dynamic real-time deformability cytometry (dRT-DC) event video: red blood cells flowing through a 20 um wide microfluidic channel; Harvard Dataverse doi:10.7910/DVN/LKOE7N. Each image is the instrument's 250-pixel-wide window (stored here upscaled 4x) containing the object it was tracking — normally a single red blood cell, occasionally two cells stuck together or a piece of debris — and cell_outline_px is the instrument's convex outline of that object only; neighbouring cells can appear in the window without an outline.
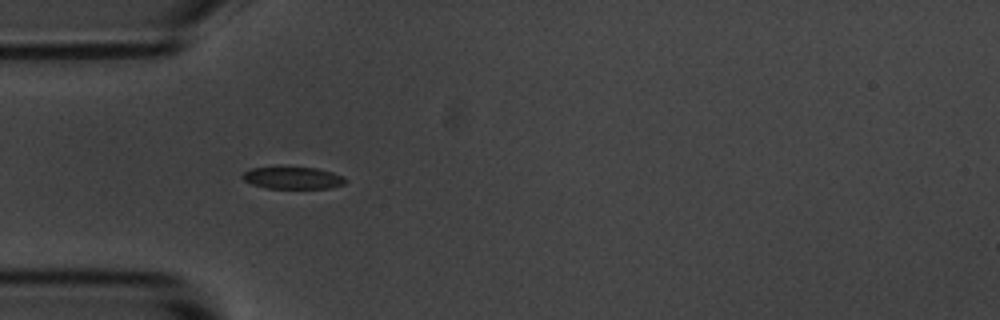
{"species": "common noctule bat (a hibernating species)", "species_latin": "Nyctalus noctula", "temperature_condition": "room temperature", "stored_images_in_passage": 6, "camera_frame_rate_fps": 3000, "um_per_image_px": 0.085, "animal": {"sex": "male", "body_mass_g": 20.1, "forearm_length_mm": 53.5}, "frame": {"image": 1, "passage_image": 5, "time_ms": 1.333, "image_size_px": [1000, 320], "cell_outline_px": [[348, 180], [344, 184], [332, 188], [264, 188], [252, 184], [244, 180], [240, 176], [244, 172], [252, 168], [316, 168], [332, 172], [344, 176]], "centroid_in_image_um": [24.92, 15.14], "position_along_channel_um": 60.1, "area_um2": 13.12}}